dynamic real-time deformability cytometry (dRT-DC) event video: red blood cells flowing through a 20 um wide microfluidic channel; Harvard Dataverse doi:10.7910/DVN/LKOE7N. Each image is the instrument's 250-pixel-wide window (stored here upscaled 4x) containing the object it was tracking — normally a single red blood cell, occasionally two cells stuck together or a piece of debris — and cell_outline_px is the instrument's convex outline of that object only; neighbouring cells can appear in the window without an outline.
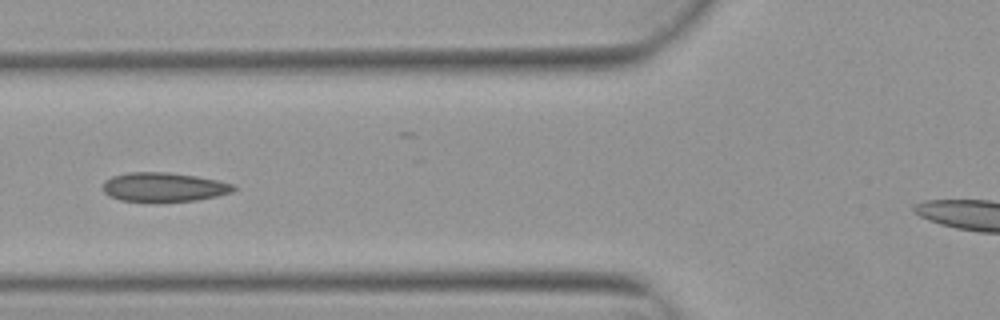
{"species": "Egyptian fruit bat (a non-hibernating species)", "species_latin": "Rousettus aegyptiacus", "temperature_condition": "warm", "stored_images_in_passage": 6, "segment_of_instrument_passage": [1, 2], "camera_frame_rate_fps": 3000, "um_per_image_px": 0.085, "animal": {"sex": "female"}, "frame": {"image": 1, "passage_image": 3, "time_ms": 0.667, "image_size_px": [1000, 320], "cell_outline_px": [[236, 188], [232, 192], [216, 196], [196, 200], [120, 200], [108, 196], [104, 192], [104, 180], [112, 176], [128, 172], [168, 172], [196, 176], [236, 184]], "centroid_in_image_um": [13.93, 15.87], "position_along_channel_um": 111.9, "area_um2": 21.79}}
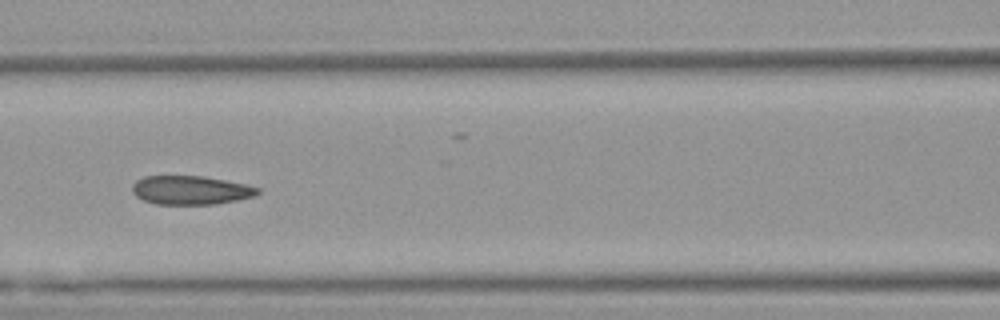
{"frame": {"image": 2, "passage_image": 4, "time_ms": 1.0, "image_size_px": [1000, 320], "cell_outline_px": [[260, 192], [256, 196], [216, 204], [156, 204], [144, 200], [136, 196], [132, 192], [132, 184], [136, 180], [144, 176], [204, 176], [244, 184], [260, 188]], "centroid_in_image_um": [16.2, 16.16], "position_along_channel_um": 150.4, "area_um2": 21.04}}
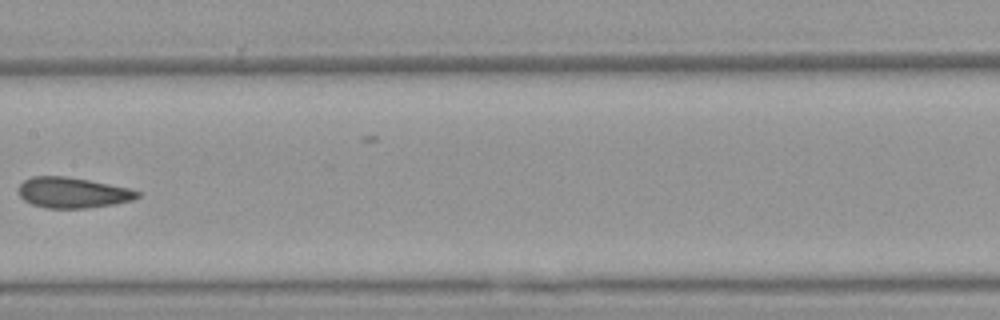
{"frame": {"image": 3, "passage_image": 5, "time_ms": 1.333, "image_size_px": [1000, 320], "cell_outline_px": [[140, 196], [132, 200], [112, 204], [84, 208], [44, 208], [32, 204], [24, 200], [20, 196], [20, 184], [24, 180], [32, 176], [64, 176], [88, 180], [128, 188], [140, 192]], "centroid_in_image_um": [6.16, 16.37], "position_along_channel_um": 201.2, "area_um2": 20.92}}